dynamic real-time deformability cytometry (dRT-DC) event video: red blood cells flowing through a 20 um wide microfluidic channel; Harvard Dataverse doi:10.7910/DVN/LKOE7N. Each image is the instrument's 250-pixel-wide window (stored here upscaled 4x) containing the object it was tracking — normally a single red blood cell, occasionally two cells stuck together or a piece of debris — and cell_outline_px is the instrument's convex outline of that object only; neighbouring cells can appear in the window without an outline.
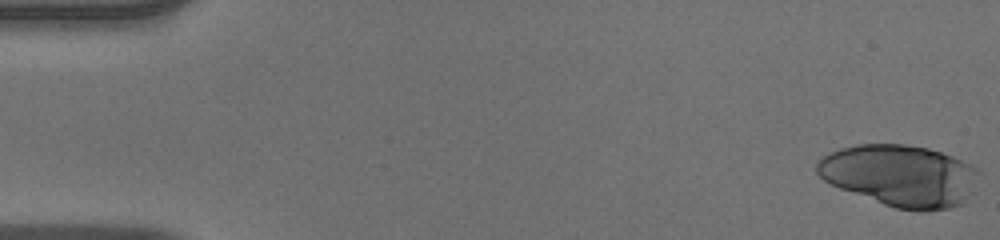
{"species": "human", "species_latin": "Homo sapiens", "temperature_condition": "warm", "stored_images_in_passage": 39, "camera_frame_rate_fps": 3000, "um_per_image_px": 0.085, "donor": {"sex": "male"}, "frame": {"image": 1, "passage_image": 1, "time_ms": 0.0, "image_size_px": [1000, 240], "cell_outline_px": [[980, 172], [976, 192], [964, 204], [952, 208], [924, 212], [920, 212], [896, 208], [884, 204], [840, 188], [824, 180], [816, 172], [816, 164], [828, 152], [840, 148], [856, 144], [904, 144], [928, 148], [952, 156], [980, 168]], "centroid_in_image_um": [76.61, 14.94], "position_along_channel_um": 8.4, "area_um2": 58.96}}
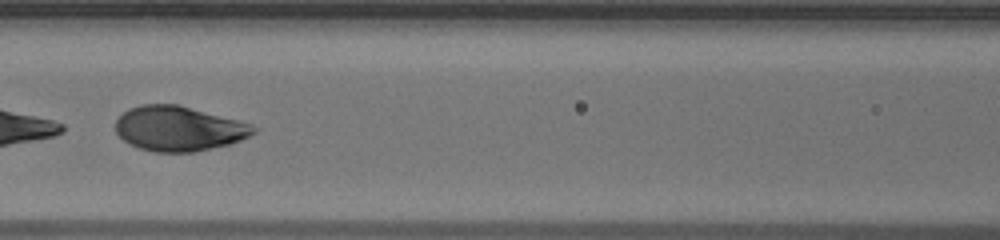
{"frame": {"image": 2, "passage_image": 24, "time_ms": 7.667, "image_size_px": [1000, 240], "cell_outline_px": [[260, 128], [256, 132], [240, 140], [228, 144], [192, 152], [152, 152], [128, 144], [116, 132], [116, 120], [124, 112], [140, 104], [176, 104], [252, 124]], "centroid_in_image_um": [15.19, 10.93], "position_along_channel_um": 151.4, "area_um2": 35.72}}
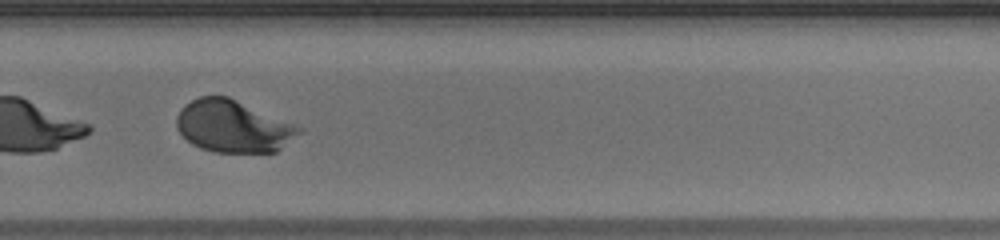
{"frame": {"image": 3, "passage_image": 36, "time_ms": 11.667, "image_size_px": [1000, 240], "cell_outline_px": [[304, 132], [276, 152], [212, 152], [200, 148], [192, 144], [176, 128], [176, 116], [180, 108], [184, 104], [200, 96], [228, 96], [304, 128]], "centroid_in_image_um": [19.82, 10.74], "position_along_channel_um": 310.0, "area_um2": 37.4}}